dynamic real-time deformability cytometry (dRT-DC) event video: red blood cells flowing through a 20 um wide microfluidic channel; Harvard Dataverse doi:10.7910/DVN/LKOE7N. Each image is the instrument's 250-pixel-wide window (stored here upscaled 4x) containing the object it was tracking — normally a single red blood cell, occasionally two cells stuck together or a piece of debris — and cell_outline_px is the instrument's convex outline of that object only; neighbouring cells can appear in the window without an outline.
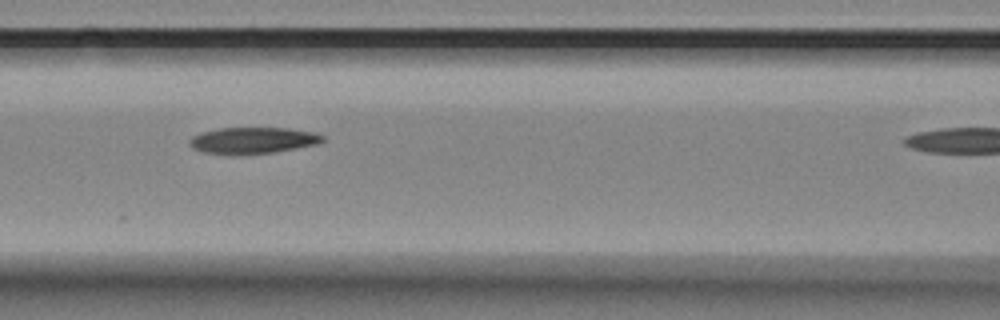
{"species": "Egyptian fruit bat (a non-hibernating species)", "species_latin": "Rousettus aegyptiacus", "temperature_condition": "room temperature", "stored_images_in_passage": 6, "camera_frame_rate_fps": 3000, "um_per_image_px": 0.085, "animal": {"sex": "female"}, "frame": {"image": 1, "passage_image": 3, "time_ms": 0.667, "image_size_px": [1000, 320], "cell_outline_px": [[324, 140], [316, 144], [296, 148], [272, 152], [204, 152], [192, 148], [188, 144], [188, 140], [192, 136], [200, 132], [220, 128], [288, 128], [316, 132], [324, 136]], "centroid_in_image_um": [21.51, 11.89], "position_along_channel_um": 145.1, "area_um2": 19.77}}
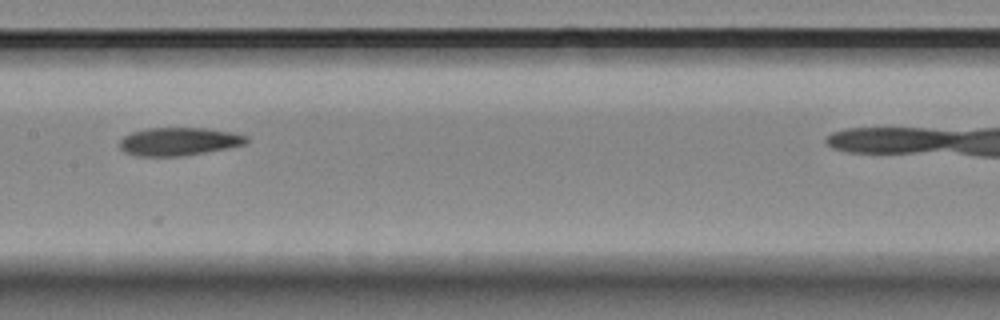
{"frame": {"image": 2, "passage_image": 4, "time_ms": 1.0, "image_size_px": [1000, 320], "cell_outline_px": [[248, 140], [244, 144], [228, 148], [184, 156], [136, 156], [124, 152], [120, 148], [120, 140], [124, 136], [132, 132], [148, 128], [208, 128], [232, 132], [248, 136]], "centroid_in_image_um": [15.2, 12.03], "position_along_channel_um": 192.2, "area_um2": 20.81}}
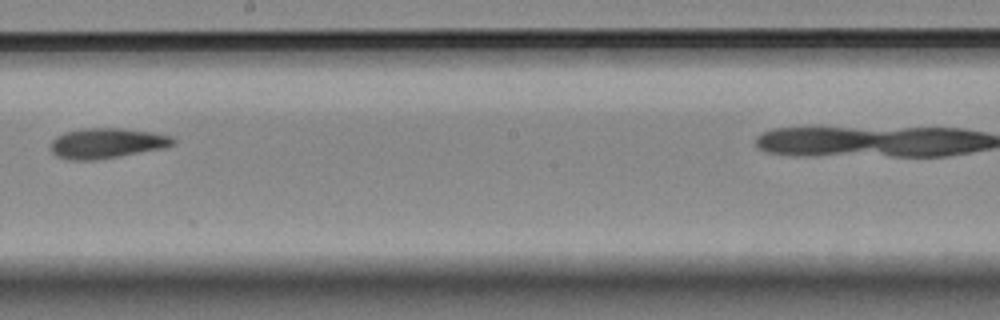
{"frame": {"image": 3, "passage_image": 5, "time_ms": 1.333, "image_size_px": [1000, 320], "cell_outline_px": [[176, 144], [164, 148], [120, 156], [92, 160], [72, 160], [56, 156], [52, 152], [52, 140], [56, 136], [64, 132], [80, 128], [124, 128], [152, 132], [172, 136], [176, 140]], "centroid_in_image_um": [9.1, 12.16], "position_along_channel_um": 239.1, "area_um2": 21.68}}